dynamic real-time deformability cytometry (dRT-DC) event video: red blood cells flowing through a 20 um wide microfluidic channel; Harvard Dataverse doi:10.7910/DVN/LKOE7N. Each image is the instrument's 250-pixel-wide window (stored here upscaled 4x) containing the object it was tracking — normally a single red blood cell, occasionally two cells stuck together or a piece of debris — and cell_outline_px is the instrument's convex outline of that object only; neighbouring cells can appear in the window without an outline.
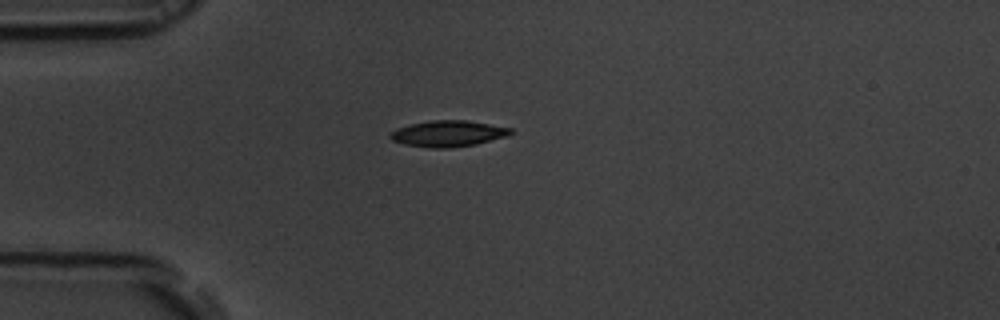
{"species": "common noctule bat (a hibernating species)", "species_latin": "Nyctalus noctula", "temperature_condition": "room temperature", "stored_images_in_passage": 36, "camera_frame_rate_fps": 3000, "um_per_image_px": 0.085, "animal": {"sex": "male", "body_mass_g": 19.5, "forearm_length_mm": 54.6}, "frame": {"image": 1, "passage_image": 1, "time_ms": 0.0, "image_size_px": [1000, 320], "cell_outline_px": [[512, 132], [508, 136], [476, 144], [448, 148], [432, 148], [404, 144], [392, 140], [388, 136], [396, 128], [408, 124], [432, 120], [468, 120], [512, 128]], "centroid_in_image_um": [38.08, 11.35], "position_along_channel_um": 46.9, "area_um2": 18.38}}
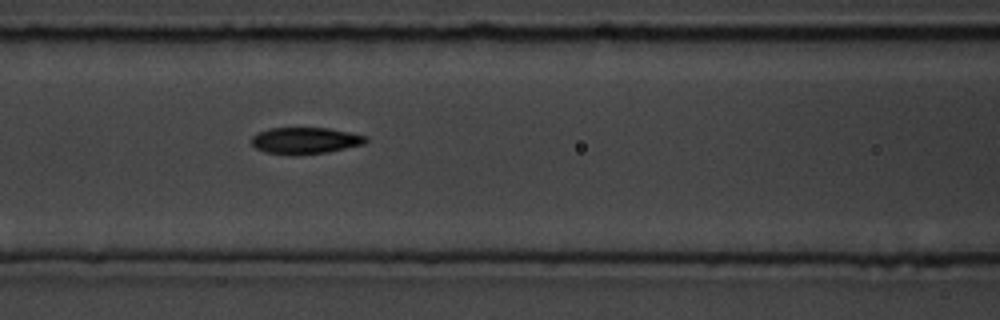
{"frame": {"image": 2, "passage_image": 10, "time_ms": 3.0, "image_size_px": [1000, 320], "cell_outline_px": [[368, 140], [364, 144], [328, 152], [300, 156], [292, 156], [264, 152], [256, 148], [252, 144], [252, 136], [268, 128], [328, 128], [368, 136]], "centroid_in_image_um": [25.94, 11.97], "position_along_channel_um": 140.7, "area_um2": 17.92}}
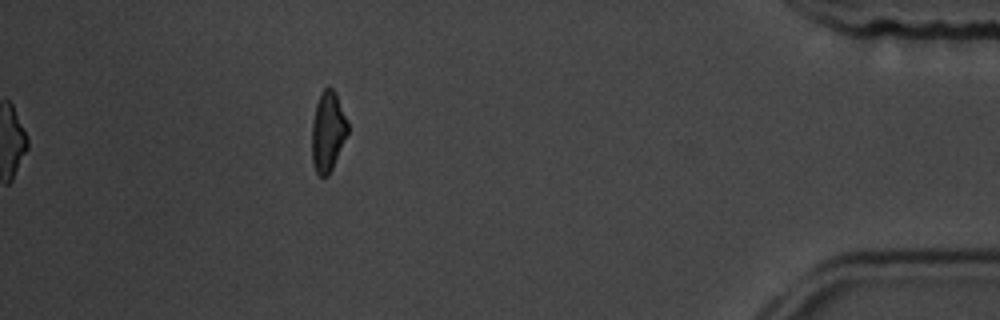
{"frame": {"image": 3, "passage_image": 36, "time_ms": 11.667, "image_size_px": [1000, 320], "cell_outline_px": [[348, 132], [332, 168], [328, 176], [320, 176], [316, 172], [312, 160], [312, 120], [316, 104], [320, 92], [324, 88], [332, 88], [336, 92], [348, 120]], "centroid_in_image_um": [27.87, 11.14], "position_along_channel_um": 407.3, "area_um2": 16.76}, "authors_computed_cell_mechanics": {"area_um2": 17.9469, "velocity_mm_per_s": 3.6729, "shape_relaxation_time_tau1_ms": 3.2268, "shape_relaxation_time_tau2_ms": 1.7806, "deformation_change_tau1": 0.1427, "deformation_change_tau2": 0.0728}}